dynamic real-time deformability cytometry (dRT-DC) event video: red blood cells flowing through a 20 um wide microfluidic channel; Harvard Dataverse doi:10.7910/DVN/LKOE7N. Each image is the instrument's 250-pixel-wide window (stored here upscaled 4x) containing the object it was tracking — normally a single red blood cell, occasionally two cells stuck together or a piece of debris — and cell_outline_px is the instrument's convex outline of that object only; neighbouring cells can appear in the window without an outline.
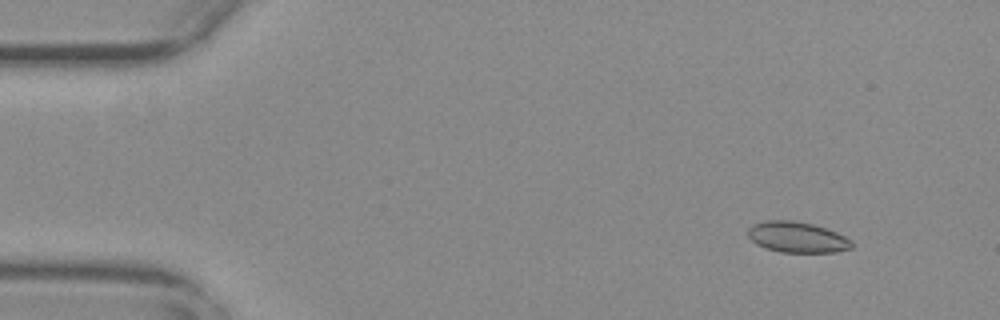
{"species": "common noctule bat (a hibernating species)", "species_latin": "Nyctalus noctula", "temperature_condition": "warm", "stored_images_in_passage": 52, "camera_frame_rate_fps": 3000, "um_per_image_px": 0.085, "animal": {"sex": "female", "body_mass_g": 29.2, "forearm_length_mm": 56.3}, "frame": {"image": 1, "passage_image": 2, "time_ms": 0.333, "image_size_px": [1000, 320], "cell_outline_px": [[852, 248], [836, 252], [780, 252], [764, 248], [756, 244], [748, 236], [748, 228], [752, 224], [764, 220], [792, 220], [812, 224], [836, 232], [852, 240]], "centroid_in_image_um": [67.73, 20.16], "position_along_channel_um": 17.3, "area_um2": 18.67}}
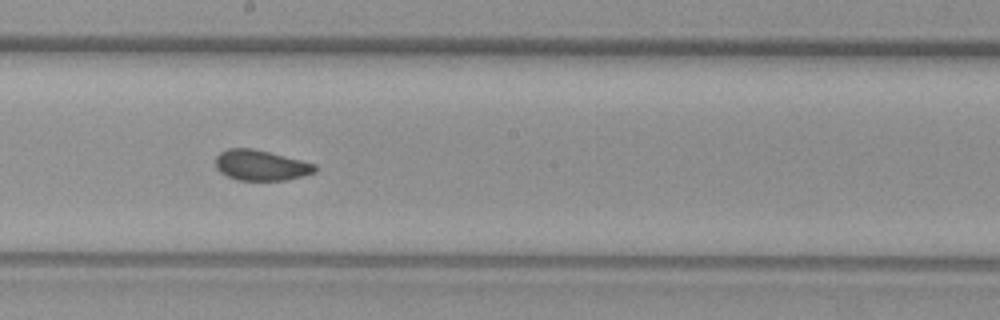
{"frame": {"image": 2, "passage_image": 27, "time_ms": 8.667, "image_size_px": [1000, 320], "cell_outline_px": [[316, 172], [284, 180], [236, 180], [220, 172], [216, 168], [216, 156], [220, 152], [228, 148], [252, 148], [316, 164]], "centroid_in_image_um": [22.14, 14.05], "position_along_channel_um": 226.1, "area_um2": 17.46}}
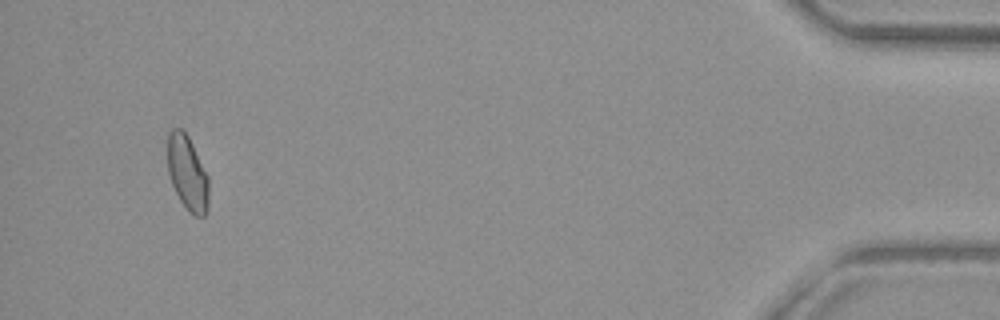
{"frame": {"image": 3, "passage_image": 49, "time_ms": 16.0, "image_size_px": [1000, 320], "cell_outline_px": [[208, 212], [204, 216], [196, 216], [188, 212], [180, 200], [172, 184], [168, 172], [168, 132], [172, 128], [180, 128], [188, 136], [208, 176]], "centroid_in_image_um": [15.93, 14.73], "position_along_channel_um": 419.3, "area_um2": 17.86}, "authors_computed_cell_mechanics": {"area_um2": 18.1492, "velocity_mm_per_s": 3.7374, "shape_relaxation_time_tau1_ms": null, "shape_relaxation_time_tau2_ms": 1.1029, "deformation_change_tau1": null, "deformation_change_tau2": 0.0609}}